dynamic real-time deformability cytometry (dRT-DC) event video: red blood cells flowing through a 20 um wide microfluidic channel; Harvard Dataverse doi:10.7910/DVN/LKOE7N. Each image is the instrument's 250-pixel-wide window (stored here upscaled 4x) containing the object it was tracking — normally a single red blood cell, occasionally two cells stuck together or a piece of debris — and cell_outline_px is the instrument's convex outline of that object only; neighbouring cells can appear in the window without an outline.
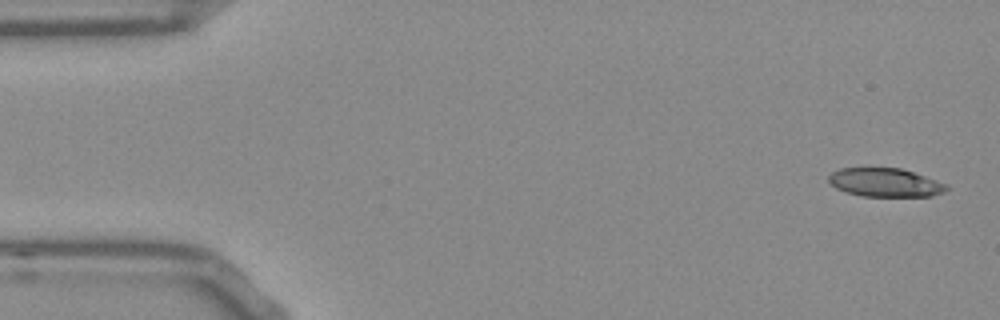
{"species": "Egyptian fruit bat (a non-hibernating species)", "species_latin": "Rousettus aegyptiacus", "temperature_condition": "room temperature", "stored_images_in_passage": 52, "camera_frame_rate_fps": 3000, "um_per_image_px": 0.085, "frame": {"image": 1, "passage_image": 1, "time_ms": 0.0, "image_size_px": [1000, 320], "cell_outline_px": [[948, 188], [944, 192], [932, 196], [864, 196], [844, 192], [836, 188], [828, 180], [828, 176], [832, 172], [840, 168], [868, 164], [900, 168], [948, 184]], "centroid_in_image_um": [75.17, 15.46], "position_along_channel_um": 9.8, "area_um2": 20.4}}
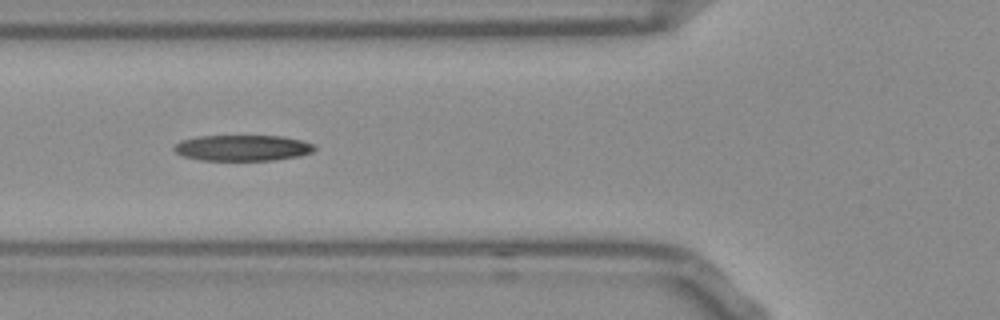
{"frame": {"image": 2, "passage_image": 18, "time_ms": 5.667, "image_size_px": [1000, 320], "cell_outline_px": [[316, 148], [312, 152], [300, 156], [276, 160], [200, 160], [184, 156], [176, 152], [172, 148], [180, 140], [200, 136], [280, 136], [300, 140], [312, 144]], "centroid_in_image_um": [20.61, 12.57], "position_along_channel_um": 105.2, "area_um2": 21.1}}
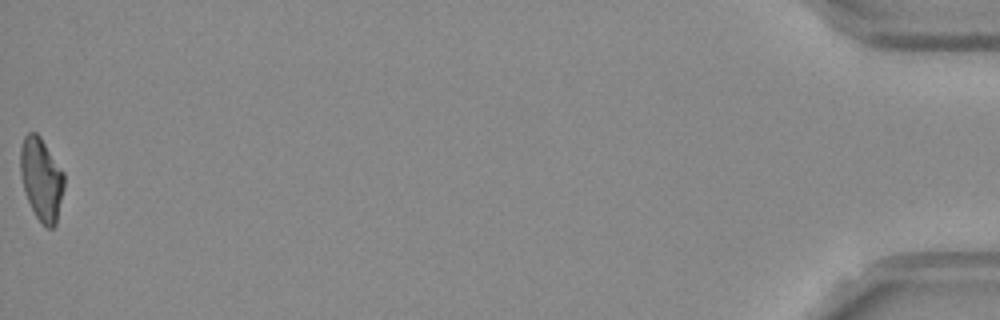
{"frame": {"image": 3, "passage_image": 52, "time_ms": 17.0, "image_size_px": [1000, 320], "cell_outline_px": [[64, 188], [56, 224], [52, 228], [48, 228], [36, 216], [24, 192], [20, 172], [20, 148], [24, 136], [28, 132], [36, 132], [40, 136], [64, 172]], "centroid_in_image_um": [3.51, 15.2], "position_along_channel_um": 431.7, "area_um2": 21.04}, "authors_computed_cell_mechanics": {"area_um2": 21.1259, "velocity_mm_per_s": 3.8072, "shape_relaxation_time_tau1_ms": null, "shape_relaxation_time_tau2_ms": 3.5011, "deformation_change_tau1": null, "deformation_change_tau2": 0.1319}}